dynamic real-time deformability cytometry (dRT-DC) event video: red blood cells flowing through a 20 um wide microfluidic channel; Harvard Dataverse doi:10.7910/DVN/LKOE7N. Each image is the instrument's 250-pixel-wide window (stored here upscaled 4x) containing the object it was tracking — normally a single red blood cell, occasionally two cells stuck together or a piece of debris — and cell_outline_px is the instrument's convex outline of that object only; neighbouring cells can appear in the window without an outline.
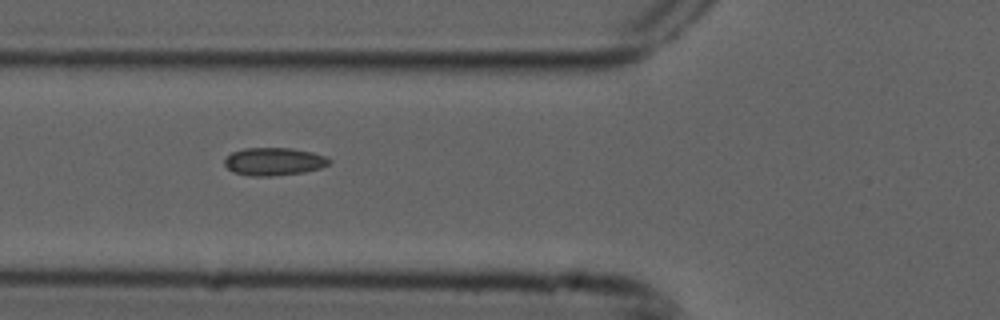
{"species": "common noctule bat (a hibernating species)", "species_latin": "Nyctalus noctula", "temperature_condition": "cold", "stored_images_in_passage": 6, "camera_frame_rate_fps": 3000, "um_per_image_px": 0.085, "animal": {"sex": "male", "forearm_length_mm": 52.5}, "frame": {"image": 1, "passage_image": 6, "time_ms": 1.667, "image_size_px": [1000, 320], "cell_outline_px": [[332, 160], [328, 164], [320, 168], [304, 172], [272, 176], [248, 176], [232, 172], [224, 164], [224, 160], [232, 152], [244, 148], [292, 148], [312, 152], [324, 156]], "centroid_in_image_um": [23.26, 13.73], "position_along_channel_um": 102.5, "area_um2": 16.99}}